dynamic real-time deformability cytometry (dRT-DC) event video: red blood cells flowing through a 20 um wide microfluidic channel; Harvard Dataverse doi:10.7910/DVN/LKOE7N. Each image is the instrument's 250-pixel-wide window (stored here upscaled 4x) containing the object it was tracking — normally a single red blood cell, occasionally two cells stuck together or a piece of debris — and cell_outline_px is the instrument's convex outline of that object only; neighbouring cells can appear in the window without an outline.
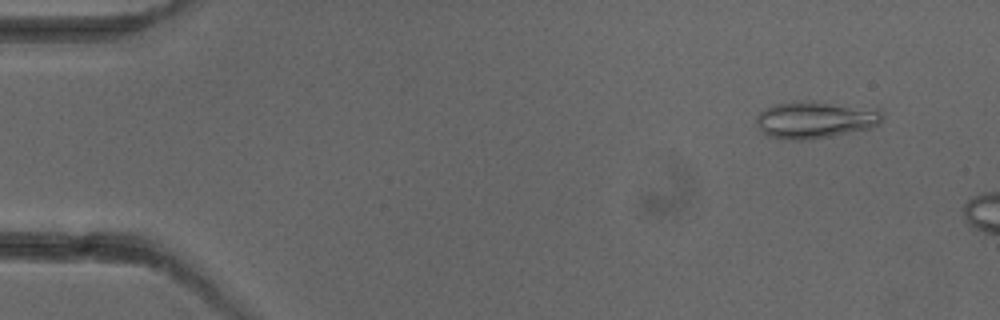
{"species": "common noctule bat (a hibernating species)", "species_latin": "Nyctalus noctula", "temperature_condition": "cold", "stored_images_in_passage": 3, "camera_frame_rate_fps": 3000, "um_per_image_px": 0.085, "animal": {"sex": "female"}, "frame": {"image": 1, "passage_image": 1, "time_ms": 0.0, "image_size_px": [1000, 320], "cell_outline_px": [[884, 116], [872, 128], [832, 136], [808, 140], [784, 140], [768, 136], [756, 124], [756, 116], [764, 108], [776, 104], [796, 100], [812, 100], [876, 108], [884, 112]], "centroid_in_image_um": [69.29, 10.16], "position_along_channel_um": 15.7, "area_um2": 27.74}}